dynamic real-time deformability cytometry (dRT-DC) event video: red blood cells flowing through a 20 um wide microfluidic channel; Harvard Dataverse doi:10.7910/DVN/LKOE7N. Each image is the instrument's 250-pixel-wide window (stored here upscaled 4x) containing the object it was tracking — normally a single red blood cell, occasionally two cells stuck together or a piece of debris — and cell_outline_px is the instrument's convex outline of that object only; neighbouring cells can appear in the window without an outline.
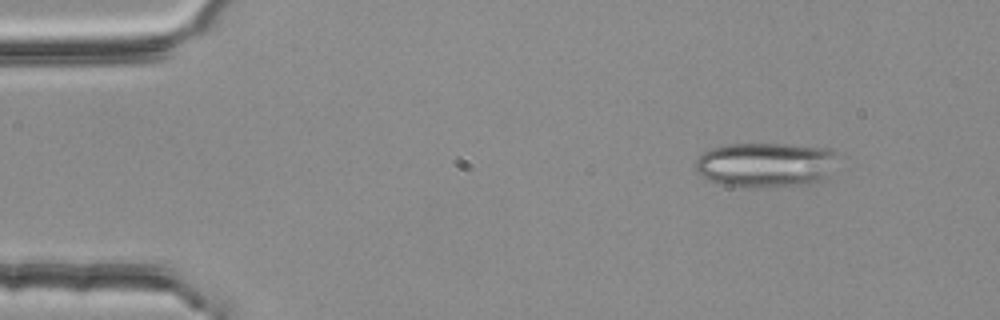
{"species": "common noctule bat (a hibernating species)", "species_latin": "Nyctalus noctula", "temperature_condition": "room temperature", "stored_images_in_passage": 2, "camera_frame_rate_fps": 3000, "um_per_image_px": 0.085, "animal": {"sex": "female", "body_mass_g": 25.1}, "frame": {"image": 1, "passage_image": 1, "time_ms": 0.0, "image_size_px": [1000, 320], "cell_outline_px": [[832, 156], [824, 176], [808, 184], [764, 188], [744, 188], [716, 184], [708, 180], [696, 172], [696, 160], [704, 152], [712, 148], [724, 144], [784, 144], [832, 148]], "centroid_in_image_um": [64.91, 14.02], "position_along_channel_um": 20.1, "area_um2": 36.7}}